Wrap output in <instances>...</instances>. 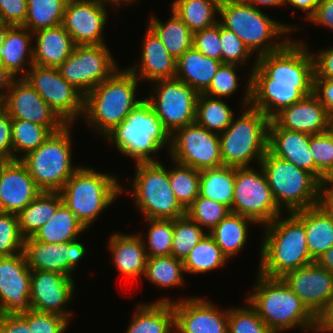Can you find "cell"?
<instances>
[{
    "mask_svg": "<svg viewBox=\"0 0 333 333\" xmlns=\"http://www.w3.org/2000/svg\"><path fill=\"white\" fill-rule=\"evenodd\" d=\"M108 239V251L118 272L131 280L142 278L148 258L142 236L139 233L114 232Z\"/></svg>",
    "mask_w": 333,
    "mask_h": 333,
    "instance_id": "cell-29",
    "label": "cell"
},
{
    "mask_svg": "<svg viewBox=\"0 0 333 333\" xmlns=\"http://www.w3.org/2000/svg\"><path fill=\"white\" fill-rule=\"evenodd\" d=\"M315 262L333 274V246L320 255Z\"/></svg>",
    "mask_w": 333,
    "mask_h": 333,
    "instance_id": "cell-66",
    "label": "cell"
},
{
    "mask_svg": "<svg viewBox=\"0 0 333 333\" xmlns=\"http://www.w3.org/2000/svg\"><path fill=\"white\" fill-rule=\"evenodd\" d=\"M24 239L19 228L18 216L0 212V257L22 253Z\"/></svg>",
    "mask_w": 333,
    "mask_h": 333,
    "instance_id": "cell-52",
    "label": "cell"
},
{
    "mask_svg": "<svg viewBox=\"0 0 333 333\" xmlns=\"http://www.w3.org/2000/svg\"><path fill=\"white\" fill-rule=\"evenodd\" d=\"M63 203L59 192L42 191L17 216L21 234L26 238L32 236L52 218L57 208Z\"/></svg>",
    "mask_w": 333,
    "mask_h": 333,
    "instance_id": "cell-39",
    "label": "cell"
},
{
    "mask_svg": "<svg viewBox=\"0 0 333 333\" xmlns=\"http://www.w3.org/2000/svg\"><path fill=\"white\" fill-rule=\"evenodd\" d=\"M235 187V167L221 166L200 171L199 195L222 203L230 210Z\"/></svg>",
    "mask_w": 333,
    "mask_h": 333,
    "instance_id": "cell-38",
    "label": "cell"
},
{
    "mask_svg": "<svg viewBox=\"0 0 333 333\" xmlns=\"http://www.w3.org/2000/svg\"><path fill=\"white\" fill-rule=\"evenodd\" d=\"M67 1L27 0V15L25 23L22 26L34 33L41 29L62 24Z\"/></svg>",
    "mask_w": 333,
    "mask_h": 333,
    "instance_id": "cell-44",
    "label": "cell"
},
{
    "mask_svg": "<svg viewBox=\"0 0 333 333\" xmlns=\"http://www.w3.org/2000/svg\"><path fill=\"white\" fill-rule=\"evenodd\" d=\"M27 8V0H0V23L22 26Z\"/></svg>",
    "mask_w": 333,
    "mask_h": 333,
    "instance_id": "cell-57",
    "label": "cell"
},
{
    "mask_svg": "<svg viewBox=\"0 0 333 333\" xmlns=\"http://www.w3.org/2000/svg\"><path fill=\"white\" fill-rule=\"evenodd\" d=\"M314 60V78L333 80V47L322 48L316 54L312 53Z\"/></svg>",
    "mask_w": 333,
    "mask_h": 333,
    "instance_id": "cell-59",
    "label": "cell"
},
{
    "mask_svg": "<svg viewBox=\"0 0 333 333\" xmlns=\"http://www.w3.org/2000/svg\"><path fill=\"white\" fill-rule=\"evenodd\" d=\"M71 127L73 124H66L20 159L41 191L59 192L81 166L72 164Z\"/></svg>",
    "mask_w": 333,
    "mask_h": 333,
    "instance_id": "cell-9",
    "label": "cell"
},
{
    "mask_svg": "<svg viewBox=\"0 0 333 333\" xmlns=\"http://www.w3.org/2000/svg\"><path fill=\"white\" fill-rule=\"evenodd\" d=\"M288 0H252L249 4L253 7L261 10L260 6L264 7H285L287 5Z\"/></svg>",
    "mask_w": 333,
    "mask_h": 333,
    "instance_id": "cell-68",
    "label": "cell"
},
{
    "mask_svg": "<svg viewBox=\"0 0 333 333\" xmlns=\"http://www.w3.org/2000/svg\"><path fill=\"white\" fill-rule=\"evenodd\" d=\"M319 205L333 219V179H327L321 184Z\"/></svg>",
    "mask_w": 333,
    "mask_h": 333,
    "instance_id": "cell-63",
    "label": "cell"
},
{
    "mask_svg": "<svg viewBox=\"0 0 333 333\" xmlns=\"http://www.w3.org/2000/svg\"><path fill=\"white\" fill-rule=\"evenodd\" d=\"M139 82L127 68L118 69L84 96L81 121L104 138L144 100L136 94Z\"/></svg>",
    "mask_w": 333,
    "mask_h": 333,
    "instance_id": "cell-3",
    "label": "cell"
},
{
    "mask_svg": "<svg viewBox=\"0 0 333 333\" xmlns=\"http://www.w3.org/2000/svg\"><path fill=\"white\" fill-rule=\"evenodd\" d=\"M20 315L27 321L31 333H65L70 323L61 315L32 309Z\"/></svg>",
    "mask_w": 333,
    "mask_h": 333,
    "instance_id": "cell-55",
    "label": "cell"
},
{
    "mask_svg": "<svg viewBox=\"0 0 333 333\" xmlns=\"http://www.w3.org/2000/svg\"><path fill=\"white\" fill-rule=\"evenodd\" d=\"M207 232L187 214L174 219L171 255L184 261Z\"/></svg>",
    "mask_w": 333,
    "mask_h": 333,
    "instance_id": "cell-48",
    "label": "cell"
},
{
    "mask_svg": "<svg viewBox=\"0 0 333 333\" xmlns=\"http://www.w3.org/2000/svg\"><path fill=\"white\" fill-rule=\"evenodd\" d=\"M229 259L207 233L184 259L183 265L187 274H204L221 268Z\"/></svg>",
    "mask_w": 333,
    "mask_h": 333,
    "instance_id": "cell-42",
    "label": "cell"
},
{
    "mask_svg": "<svg viewBox=\"0 0 333 333\" xmlns=\"http://www.w3.org/2000/svg\"><path fill=\"white\" fill-rule=\"evenodd\" d=\"M33 42V33L24 26L9 28L0 48L1 67L9 78H18L19 75L23 78L32 67Z\"/></svg>",
    "mask_w": 333,
    "mask_h": 333,
    "instance_id": "cell-30",
    "label": "cell"
},
{
    "mask_svg": "<svg viewBox=\"0 0 333 333\" xmlns=\"http://www.w3.org/2000/svg\"><path fill=\"white\" fill-rule=\"evenodd\" d=\"M154 302H172L176 333H228V308L219 309L204 297L191 295L175 301L166 296Z\"/></svg>",
    "mask_w": 333,
    "mask_h": 333,
    "instance_id": "cell-18",
    "label": "cell"
},
{
    "mask_svg": "<svg viewBox=\"0 0 333 333\" xmlns=\"http://www.w3.org/2000/svg\"><path fill=\"white\" fill-rule=\"evenodd\" d=\"M256 67L273 83L296 84L313 93L314 60L303 41L291 38L281 49L258 56Z\"/></svg>",
    "mask_w": 333,
    "mask_h": 333,
    "instance_id": "cell-12",
    "label": "cell"
},
{
    "mask_svg": "<svg viewBox=\"0 0 333 333\" xmlns=\"http://www.w3.org/2000/svg\"><path fill=\"white\" fill-rule=\"evenodd\" d=\"M11 26V24L0 23V48L3 46L5 36Z\"/></svg>",
    "mask_w": 333,
    "mask_h": 333,
    "instance_id": "cell-69",
    "label": "cell"
},
{
    "mask_svg": "<svg viewBox=\"0 0 333 333\" xmlns=\"http://www.w3.org/2000/svg\"><path fill=\"white\" fill-rule=\"evenodd\" d=\"M41 192L20 160L0 161L1 212L18 215Z\"/></svg>",
    "mask_w": 333,
    "mask_h": 333,
    "instance_id": "cell-25",
    "label": "cell"
},
{
    "mask_svg": "<svg viewBox=\"0 0 333 333\" xmlns=\"http://www.w3.org/2000/svg\"><path fill=\"white\" fill-rule=\"evenodd\" d=\"M51 134L46 126L27 120L12 119V160H20L27 153L34 151Z\"/></svg>",
    "mask_w": 333,
    "mask_h": 333,
    "instance_id": "cell-45",
    "label": "cell"
},
{
    "mask_svg": "<svg viewBox=\"0 0 333 333\" xmlns=\"http://www.w3.org/2000/svg\"><path fill=\"white\" fill-rule=\"evenodd\" d=\"M87 231L78 221L76 215L62 203L42 227L31 236L34 240L47 244L64 243L80 239L79 236Z\"/></svg>",
    "mask_w": 333,
    "mask_h": 333,
    "instance_id": "cell-36",
    "label": "cell"
},
{
    "mask_svg": "<svg viewBox=\"0 0 333 333\" xmlns=\"http://www.w3.org/2000/svg\"><path fill=\"white\" fill-rule=\"evenodd\" d=\"M23 78L66 124L82 119L84 95L61 76L58 68L33 64Z\"/></svg>",
    "mask_w": 333,
    "mask_h": 333,
    "instance_id": "cell-15",
    "label": "cell"
},
{
    "mask_svg": "<svg viewBox=\"0 0 333 333\" xmlns=\"http://www.w3.org/2000/svg\"><path fill=\"white\" fill-rule=\"evenodd\" d=\"M125 333H174L172 302L139 303Z\"/></svg>",
    "mask_w": 333,
    "mask_h": 333,
    "instance_id": "cell-33",
    "label": "cell"
},
{
    "mask_svg": "<svg viewBox=\"0 0 333 333\" xmlns=\"http://www.w3.org/2000/svg\"><path fill=\"white\" fill-rule=\"evenodd\" d=\"M221 61L206 57L194 47L176 60V79L203 93L210 85Z\"/></svg>",
    "mask_w": 333,
    "mask_h": 333,
    "instance_id": "cell-34",
    "label": "cell"
},
{
    "mask_svg": "<svg viewBox=\"0 0 333 333\" xmlns=\"http://www.w3.org/2000/svg\"><path fill=\"white\" fill-rule=\"evenodd\" d=\"M0 94L1 107L11 119L27 120L46 126L52 133L66 125L24 78H10Z\"/></svg>",
    "mask_w": 333,
    "mask_h": 333,
    "instance_id": "cell-17",
    "label": "cell"
},
{
    "mask_svg": "<svg viewBox=\"0 0 333 333\" xmlns=\"http://www.w3.org/2000/svg\"><path fill=\"white\" fill-rule=\"evenodd\" d=\"M282 279L318 318L333 295V274L316 262L285 274Z\"/></svg>",
    "mask_w": 333,
    "mask_h": 333,
    "instance_id": "cell-23",
    "label": "cell"
},
{
    "mask_svg": "<svg viewBox=\"0 0 333 333\" xmlns=\"http://www.w3.org/2000/svg\"><path fill=\"white\" fill-rule=\"evenodd\" d=\"M246 79L241 103L243 113L234 117L230 126L219 134L223 166L250 167L253 160L259 165L268 150L270 119L250 106L251 73Z\"/></svg>",
    "mask_w": 333,
    "mask_h": 333,
    "instance_id": "cell-4",
    "label": "cell"
},
{
    "mask_svg": "<svg viewBox=\"0 0 333 333\" xmlns=\"http://www.w3.org/2000/svg\"><path fill=\"white\" fill-rule=\"evenodd\" d=\"M12 160V119L0 107V161Z\"/></svg>",
    "mask_w": 333,
    "mask_h": 333,
    "instance_id": "cell-58",
    "label": "cell"
},
{
    "mask_svg": "<svg viewBox=\"0 0 333 333\" xmlns=\"http://www.w3.org/2000/svg\"><path fill=\"white\" fill-rule=\"evenodd\" d=\"M250 225L256 223L247 217L230 212L209 234L230 260L246 246Z\"/></svg>",
    "mask_w": 333,
    "mask_h": 333,
    "instance_id": "cell-35",
    "label": "cell"
},
{
    "mask_svg": "<svg viewBox=\"0 0 333 333\" xmlns=\"http://www.w3.org/2000/svg\"><path fill=\"white\" fill-rule=\"evenodd\" d=\"M332 136H333V115L330 116V119H329V130H328Z\"/></svg>",
    "mask_w": 333,
    "mask_h": 333,
    "instance_id": "cell-71",
    "label": "cell"
},
{
    "mask_svg": "<svg viewBox=\"0 0 333 333\" xmlns=\"http://www.w3.org/2000/svg\"><path fill=\"white\" fill-rule=\"evenodd\" d=\"M75 279L58 272L31 270L30 305L39 312L55 313L69 321L68 309L76 287ZM69 310V311H68Z\"/></svg>",
    "mask_w": 333,
    "mask_h": 333,
    "instance_id": "cell-21",
    "label": "cell"
},
{
    "mask_svg": "<svg viewBox=\"0 0 333 333\" xmlns=\"http://www.w3.org/2000/svg\"><path fill=\"white\" fill-rule=\"evenodd\" d=\"M139 63L128 66L138 80L155 82L176 77V59L169 54L162 41L147 26Z\"/></svg>",
    "mask_w": 333,
    "mask_h": 333,
    "instance_id": "cell-27",
    "label": "cell"
},
{
    "mask_svg": "<svg viewBox=\"0 0 333 333\" xmlns=\"http://www.w3.org/2000/svg\"><path fill=\"white\" fill-rule=\"evenodd\" d=\"M286 214L287 217L281 214L263 226L256 271L267 277L282 278L290 271L315 262L309 255L303 222L294 213Z\"/></svg>",
    "mask_w": 333,
    "mask_h": 333,
    "instance_id": "cell-2",
    "label": "cell"
},
{
    "mask_svg": "<svg viewBox=\"0 0 333 333\" xmlns=\"http://www.w3.org/2000/svg\"><path fill=\"white\" fill-rule=\"evenodd\" d=\"M147 222L148 231L146 238L142 236L147 257H160L171 255L174 220L144 219ZM145 238V239H144Z\"/></svg>",
    "mask_w": 333,
    "mask_h": 333,
    "instance_id": "cell-47",
    "label": "cell"
},
{
    "mask_svg": "<svg viewBox=\"0 0 333 333\" xmlns=\"http://www.w3.org/2000/svg\"><path fill=\"white\" fill-rule=\"evenodd\" d=\"M245 302L243 307L228 309V333H276L266 326L248 301Z\"/></svg>",
    "mask_w": 333,
    "mask_h": 333,
    "instance_id": "cell-51",
    "label": "cell"
},
{
    "mask_svg": "<svg viewBox=\"0 0 333 333\" xmlns=\"http://www.w3.org/2000/svg\"><path fill=\"white\" fill-rule=\"evenodd\" d=\"M307 22L333 31V0H319L314 14Z\"/></svg>",
    "mask_w": 333,
    "mask_h": 333,
    "instance_id": "cell-61",
    "label": "cell"
},
{
    "mask_svg": "<svg viewBox=\"0 0 333 333\" xmlns=\"http://www.w3.org/2000/svg\"><path fill=\"white\" fill-rule=\"evenodd\" d=\"M168 21L161 22L157 16L152 15L148 27L158 36L163 45L176 60L187 50L193 47V32L176 15L173 10Z\"/></svg>",
    "mask_w": 333,
    "mask_h": 333,
    "instance_id": "cell-37",
    "label": "cell"
},
{
    "mask_svg": "<svg viewBox=\"0 0 333 333\" xmlns=\"http://www.w3.org/2000/svg\"><path fill=\"white\" fill-rule=\"evenodd\" d=\"M293 213L304 224L309 255L316 261L333 246V219L320 205Z\"/></svg>",
    "mask_w": 333,
    "mask_h": 333,
    "instance_id": "cell-32",
    "label": "cell"
},
{
    "mask_svg": "<svg viewBox=\"0 0 333 333\" xmlns=\"http://www.w3.org/2000/svg\"><path fill=\"white\" fill-rule=\"evenodd\" d=\"M232 110L223 99L199 93L195 122L208 131L220 134L232 123L235 116Z\"/></svg>",
    "mask_w": 333,
    "mask_h": 333,
    "instance_id": "cell-41",
    "label": "cell"
},
{
    "mask_svg": "<svg viewBox=\"0 0 333 333\" xmlns=\"http://www.w3.org/2000/svg\"><path fill=\"white\" fill-rule=\"evenodd\" d=\"M119 66L107 45H77L58 67L61 76L84 96L110 78Z\"/></svg>",
    "mask_w": 333,
    "mask_h": 333,
    "instance_id": "cell-14",
    "label": "cell"
},
{
    "mask_svg": "<svg viewBox=\"0 0 333 333\" xmlns=\"http://www.w3.org/2000/svg\"><path fill=\"white\" fill-rule=\"evenodd\" d=\"M219 15V23L235 33L253 54L256 53L255 60L258 56L281 49L291 39H285L284 34L291 37L292 32L302 28L270 18L262 9L250 4L228 0H221ZM281 37L284 38L281 40Z\"/></svg>",
    "mask_w": 333,
    "mask_h": 333,
    "instance_id": "cell-5",
    "label": "cell"
},
{
    "mask_svg": "<svg viewBox=\"0 0 333 333\" xmlns=\"http://www.w3.org/2000/svg\"><path fill=\"white\" fill-rule=\"evenodd\" d=\"M234 3H247L249 4L252 0H228Z\"/></svg>",
    "mask_w": 333,
    "mask_h": 333,
    "instance_id": "cell-72",
    "label": "cell"
},
{
    "mask_svg": "<svg viewBox=\"0 0 333 333\" xmlns=\"http://www.w3.org/2000/svg\"><path fill=\"white\" fill-rule=\"evenodd\" d=\"M152 86L150 95L144 99L170 135L195 122L199 93L193 87L176 78L158 80Z\"/></svg>",
    "mask_w": 333,
    "mask_h": 333,
    "instance_id": "cell-13",
    "label": "cell"
},
{
    "mask_svg": "<svg viewBox=\"0 0 333 333\" xmlns=\"http://www.w3.org/2000/svg\"><path fill=\"white\" fill-rule=\"evenodd\" d=\"M33 64L58 68L76 46L62 24L33 33Z\"/></svg>",
    "mask_w": 333,
    "mask_h": 333,
    "instance_id": "cell-31",
    "label": "cell"
},
{
    "mask_svg": "<svg viewBox=\"0 0 333 333\" xmlns=\"http://www.w3.org/2000/svg\"><path fill=\"white\" fill-rule=\"evenodd\" d=\"M251 65L250 106L260 110L272 120L283 109L302 100L308 94L296 84L271 82L257 67Z\"/></svg>",
    "mask_w": 333,
    "mask_h": 333,
    "instance_id": "cell-24",
    "label": "cell"
},
{
    "mask_svg": "<svg viewBox=\"0 0 333 333\" xmlns=\"http://www.w3.org/2000/svg\"><path fill=\"white\" fill-rule=\"evenodd\" d=\"M169 168V182L180 205L187 210L199 196L200 171L195 168L172 162Z\"/></svg>",
    "mask_w": 333,
    "mask_h": 333,
    "instance_id": "cell-46",
    "label": "cell"
},
{
    "mask_svg": "<svg viewBox=\"0 0 333 333\" xmlns=\"http://www.w3.org/2000/svg\"><path fill=\"white\" fill-rule=\"evenodd\" d=\"M256 273V282L245 296L268 328L276 333L293 328H300L306 333L317 332V317L282 278Z\"/></svg>",
    "mask_w": 333,
    "mask_h": 333,
    "instance_id": "cell-1",
    "label": "cell"
},
{
    "mask_svg": "<svg viewBox=\"0 0 333 333\" xmlns=\"http://www.w3.org/2000/svg\"><path fill=\"white\" fill-rule=\"evenodd\" d=\"M319 0H288L287 4L297 10L305 12L303 16L306 21L314 14Z\"/></svg>",
    "mask_w": 333,
    "mask_h": 333,
    "instance_id": "cell-65",
    "label": "cell"
},
{
    "mask_svg": "<svg viewBox=\"0 0 333 333\" xmlns=\"http://www.w3.org/2000/svg\"><path fill=\"white\" fill-rule=\"evenodd\" d=\"M329 119L327 110L312 93L283 109L272 120L280 128L314 135L329 130Z\"/></svg>",
    "mask_w": 333,
    "mask_h": 333,
    "instance_id": "cell-26",
    "label": "cell"
},
{
    "mask_svg": "<svg viewBox=\"0 0 333 333\" xmlns=\"http://www.w3.org/2000/svg\"><path fill=\"white\" fill-rule=\"evenodd\" d=\"M310 136L305 133L280 128L273 120L268 127V150L308 171L315 177V162L310 150Z\"/></svg>",
    "mask_w": 333,
    "mask_h": 333,
    "instance_id": "cell-28",
    "label": "cell"
},
{
    "mask_svg": "<svg viewBox=\"0 0 333 333\" xmlns=\"http://www.w3.org/2000/svg\"><path fill=\"white\" fill-rule=\"evenodd\" d=\"M9 80H10V78L3 71L2 67H1V63H0V92L8 84Z\"/></svg>",
    "mask_w": 333,
    "mask_h": 333,
    "instance_id": "cell-70",
    "label": "cell"
},
{
    "mask_svg": "<svg viewBox=\"0 0 333 333\" xmlns=\"http://www.w3.org/2000/svg\"><path fill=\"white\" fill-rule=\"evenodd\" d=\"M107 9L93 0H68L62 25L77 45H105Z\"/></svg>",
    "mask_w": 333,
    "mask_h": 333,
    "instance_id": "cell-22",
    "label": "cell"
},
{
    "mask_svg": "<svg viewBox=\"0 0 333 333\" xmlns=\"http://www.w3.org/2000/svg\"><path fill=\"white\" fill-rule=\"evenodd\" d=\"M238 67L236 64L221 63L203 94L221 99L231 97L239 87Z\"/></svg>",
    "mask_w": 333,
    "mask_h": 333,
    "instance_id": "cell-53",
    "label": "cell"
},
{
    "mask_svg": "<svg viewBox=\"0 0 333 333\" xmlns=\"http://www.w3.org/2000/svg\"><path fill=\"white\" fill-rule=\"evenodd\" d=\"M132 179V194L136 209L143 219L174 220L186 215L170 187L169 169L159 162H137Z\"/></svg>",
    "mask_w": 333,
    "mask_h": 333,
    "instance_id": "cell-10",
    "label": "cell"
},
{
    "mask_svg": "<svg viewBox=\"0 0 333 333\" xmlns=\"http://www.w3.org/2000/svg\"><path fill=\"white\" fill-rule=\"evenodd\" d=\"M235 167L234 196L230 212L265 226L284 212L278 207L260 164Z\"/></svg>",
    "mask_w": 333,
    "mask_h": 333,
    "instance_id": "cell-11",
    "label": "cell"
},
{
    "mask_svg": "<svg viewBox=\"0 0 333 333\" xmlns=\"http://www.w3.org/2000/svg\"><path fill=\"white\" fill-rule=\"evenodd\" d=\"M86 249L78 239L47 244L30 236L24 239L23 253L31 270L58 272L74 278V269L87 256Z\"/></svg>",
    "mask_w": 333,
    "mask_h": 333,
    "instance_id": "cell-19",
    "label": "cell"
},
{
    "mask_svg": "<svg viewBox=\"0 0 333 333\" xmlns=\"http://www.w3.org/2000/svg\"><path fill=\"white\" fill-rule=\"evenodd\" d=\"M230 213V209L222 203L198 196L186 210V214L209 233L222 219ZM208 230V231H207Z\"/></svg>",
    "mask_w": 333,
    "mask_h": 333,
    "instance_id": "cell-50",
    "label": "cell"
},
{
    "mask_svg": "<svg viewBox=\"0 0 333 333\" xmlns=\"http://www.w3.org/2000/svg\"><path fill=\"white\" fill-rule=\"evenodd\" d=\"M0 333H31L27 321L20 315L0 314Z\"/></svg>",
    "mask_w": 333,
    "mask_h": 333,
    "instance_id": "cell-62",
    "label": "cell"
},
{
    "mask_svg": "<svg viewBox=\"0 0 333 333\" xmlns=\"http://www.w3.org/2000/svg\"><path fill=\"white\" fill-rule=\"evenodd\" d=\"M221 0H173L171 10L193 32L209 28L219 22Z\"/></svg>",
    "mask_w": 333,
    "mask_h": 333,
    "instance_id": "cell-40",
    "label": "cell"
},
{
    "mask_svg": "<svg viewBox=\"0 0 333 333\" xmlns=\"http://www.w3.org/2000/svg\"><path fill=\"white\" fill-rule=\"evenodd\" d=\"M31 269L24 253L0 257V313L18 315L31 310Z\"/></svg>",
    "mask_w": 333,
    "mask_h": 333,
    "instance_id": "cell-20",
    "label": "cell"
},
{
    "mask_svg": "<svg viewBox=\"0 0 333 333\" xmlns=\"http://www.w3.org/2000/svg\"><path fill=\"white\" fill-rule=\"evenodd\" d=\"M168 154L172 161L199 171L223 166L219 134L196 122L179 128L171 135Z\"/></svg>",
    "mask_w": 333,
    "mask_h": 333,
    "instance_id": "cell-16",
    "label": "cell"
},
{
    "mask_svg": "<svg viewBox=\"0 0 333 333\" xmlns=\"http://www.w3.org/2000/svg\"><path fill=\"white\" fill-rule=\"evenodd\" d=\"M313 94L325 107L330 116L333 115V80L313 79Z\"/></svg>",
    "mask_w": 333,
    "mask_h": 333,
    "instance_id": "cell-60",
    "label": "cell"
},
{
    "mask_svg": "<svg viewBox=\"0 0 333 333\" xmlns=\"http://www.w3.org/2000/svg\"><path fill=\"white\" fill-rule=\"evenodd\" d=\"M220 44L222 52V63L236 64L241 67L247 65L253 56L250 49L232 31L220 24Z\"/></svg>",
    "mask_w": 333,
    "mask_h": 333,
    "instance_id": "cell-54",
    "label": "cell"
},
{
    "mask_svg": "<svg viewBox=\"0 0 333 333\" xmlns=\"http://www.w3.org/2000/svg\"><path fill=\"white\" fill-rule=\"evenodd\" d=\"M260 166L283 212L293 213L319 205L321 183L308 171L276 157L269 150L264 154Z\"/></svg>",
    "mask_w": 333,
    "mask_h": 333,
    "instance_id": "cell-8",
    "label": "cell"
},
{
    "mask_svg": "<svg viewBox=\"0 0 333 333\" xmlns=\"http://www.w3.org/2000/svg\"><path fill=\"white\" fill-rule=\"evenodd\" d=\"M97 4H99L102 8L107 9V4L110 5L109 7L113 6L112 8L114 9L113 11L117 12V9L121 7H124L123 5H133L138 3L139 0H93ZM116 8V9H115Z\"/></svg>",
    "mask_w": 333,
    "mask_h": 333,
    "instance_id": "cell-67",
    "label": "cell"
},
{
    "mask_svg": "<svg viewBox=\"0 0 333 333\" xmlns=\"http://www.w3.org/2000/svg\"><path fill=\"white\" fill-rule=\"evenodd\" d=\"M118 179L112 173L98 172L91 167L80 166L59 193L63 203L87 230L103 210L114 204L121 193L128 191Z\"/></svg>",
    "mask_w": 333,
    "mask_h": 333,
    "instance_id": "cell-6",
    "label": "cell"
},
{
    "mask_svg": "<svg viewBox=\"0 0 333 333\" xmlns=\"http://www.w3.org/2000/svg\"><path fill=\"white\" fill-rule=\"evenodd\" d=\"M333 333V295L327 308L317 318L316 333Z\"/></svg>",
    "mask_w": 333,
    "mask_h": 333,
    "instance_id": "cell-64",
    "label": "cell"
},
{
    "mask_svg": "<svg viewBox=\"0 0 333 333\" xmlns=\"http://www.w3.org/2000/svg\"><path fill=\"white\" fill-rule=\"evenodd\" d=\"M183 261L172 255L148 257L144 278L158 288H176L185 284Z\"/></svg>",
    "mask_w": 333,
    "mask_h": 333,
    "instance_id": "cell-43",
    "label": "cell"
},
{
    "mask_svg": "<svg viewBox=\"0 0 333 333\" xmlns=\"http://www.w3.org/2000/svg\"><path fill=\"white\" fill-rule=\"evenodd\" d=\"M104 139L135 163L159 162L157 152L169 151L171 144V135L145 99Z\"/></svg>",
    "mask_w": 333,
    "mask_h": 333,
    "instance_id": "cell-7",
    "label": "cell"
},
{
    "mask_svg": "<svg viewBox=\"0 0 333 333\" xmlns=\"http://www.w3.org/2000/svg\"><path fill=\"white\" fill-rule=\"evenodd\" d=\"M193 47L206 57L222 62L220 23L193 34Z\"/></svg>",
    "mask_w": 333,
    "mask_h": 333,
    "instance_id": "cell-56",
    "label": "cell"
},
{
    "mask_svg": "<svg viewBox=\"0 0 333 333\" xmlns=\"http://www.w3.org/2000/svg\"><path fill=\"white\" fill-rule=\"evenodd\" d=\"M310 150L315 162V178L322 184L333 179V136L329 131L310 136Z\"/></svg>",
    "mask_w": 333,
    "mask_h": 333,
    "instance_id": "cell-49",
    "label": "cell"
}]
</instances>
